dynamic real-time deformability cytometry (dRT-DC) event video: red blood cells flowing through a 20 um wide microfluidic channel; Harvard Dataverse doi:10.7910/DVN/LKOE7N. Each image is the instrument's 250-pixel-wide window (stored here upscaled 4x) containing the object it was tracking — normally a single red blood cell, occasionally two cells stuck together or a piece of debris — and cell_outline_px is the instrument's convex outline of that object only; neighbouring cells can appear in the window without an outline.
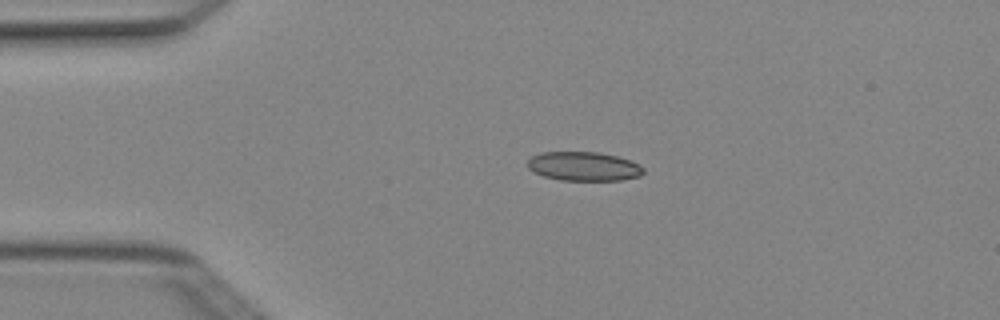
{"species": "Egyptian fruit bat (a non-hibernating species)", "species_latin": "Rousettus aegyptiacus", "temperature_condition": "cold", "stored_images_in_passage": 2, "camera_frame_rate_fps": 3000, "um_per_image_px": 0.085, "animal": {"sex": "female"}, "frame": {"image": 1, "passage_image": 2, "time_ms": 0.333, "image_size_px": [1000, 320], "cell_outline_px": [[644, 172], [640, 176], [620, 180], [560, 180], [544, 176], [528, 168], [528, 160], [532, 156], [540, 152], [600, 152], [616, 156], [628, 160], [644, 168]], "centroid_in_image_um": [49.6, 14.13], "position_along_channel_um": 35.4, "area_um2": 19.42}}